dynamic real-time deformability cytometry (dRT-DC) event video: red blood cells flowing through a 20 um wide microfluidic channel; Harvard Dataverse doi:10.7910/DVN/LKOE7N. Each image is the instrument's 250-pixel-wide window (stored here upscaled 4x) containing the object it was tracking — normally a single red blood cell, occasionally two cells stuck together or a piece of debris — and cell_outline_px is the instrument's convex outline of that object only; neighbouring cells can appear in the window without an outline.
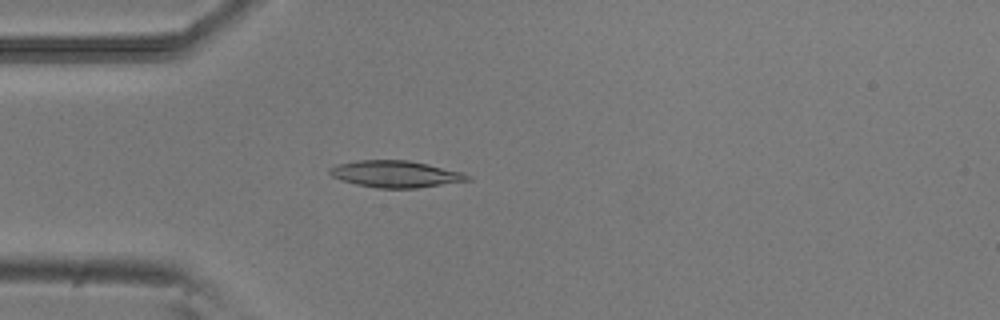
{"species": "common noctule bat (a hibernating species)", "species_latin": "Nyctalus noctula", "temperature_condition": "room temperature", "stored_images_in_passage": 12, "camera_frame_rate_fps": 3000, "um_per_image_px": 0.085, "animal": {"sex": "male", "body_mass_g": 20.5, "forearm_length_mm": 52.5}, "frame": {"image": 1, "passage_image": 2, "time_ms": 0.333, "image_size_px": [1000, 320], "cell_outline_px": [[472, 180], [416, 188], [376, 188], [356, 184], [340, 180], [332, 176], [328, 172], [328, 168], [336, 164], [356, 160], [408, 160], [428, 164], [460, 172], [472, 176]], "centroid_in_image_um": [33.58, 14.79], "position_along_channel_um": 51.4, "area_um2": 21.56}}
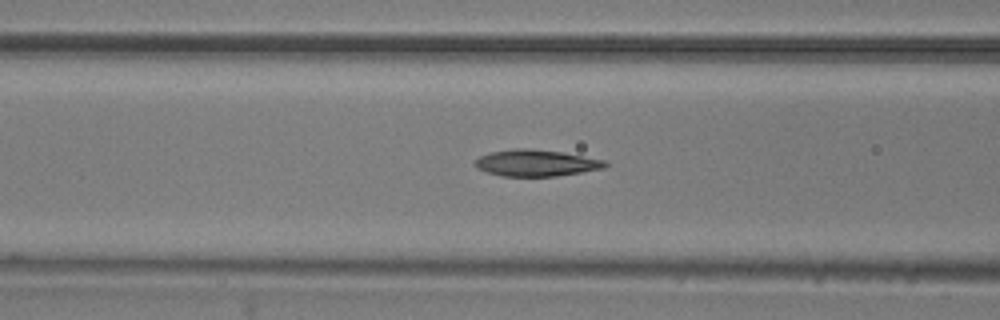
{"frame": {"image": 2, "passage_image": 8, "time_ms": 2.333, "image_size_px": [1000, 320], "cell_outline_px": [[608, 164], [604, 168], [556, 176], [500, 176], [476, 168], [472, 164], [480, 156], [492, 152], [516, 148], [520, 148], [560, 152], [604, 160]], "centroid_in_image_um": [45.52, 13.86], "position_along_channel_um": 121.1, "area_um2": 19.77}}
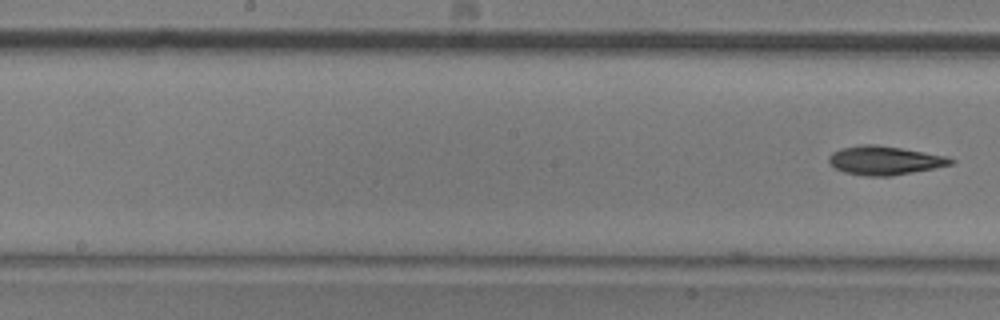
{"frame": {"image": 3, "passage_image": 12, "time_ms": 3.667, "image_size_px": [1000, 320], "cell_outline_px": [[956, 160], [952, 164], [936, 168], [892, 176], [864, 176], [844, 172], [832, 168], [828, 164], [828, 156], [832, 152], [840, 148], [860, 144], [876, 144], [924, 152], [944, 156]], "centroid_in_image_um": [75.13, 13.64], "position_along_channel_um": 173.1, "area_um2": 20.69}}